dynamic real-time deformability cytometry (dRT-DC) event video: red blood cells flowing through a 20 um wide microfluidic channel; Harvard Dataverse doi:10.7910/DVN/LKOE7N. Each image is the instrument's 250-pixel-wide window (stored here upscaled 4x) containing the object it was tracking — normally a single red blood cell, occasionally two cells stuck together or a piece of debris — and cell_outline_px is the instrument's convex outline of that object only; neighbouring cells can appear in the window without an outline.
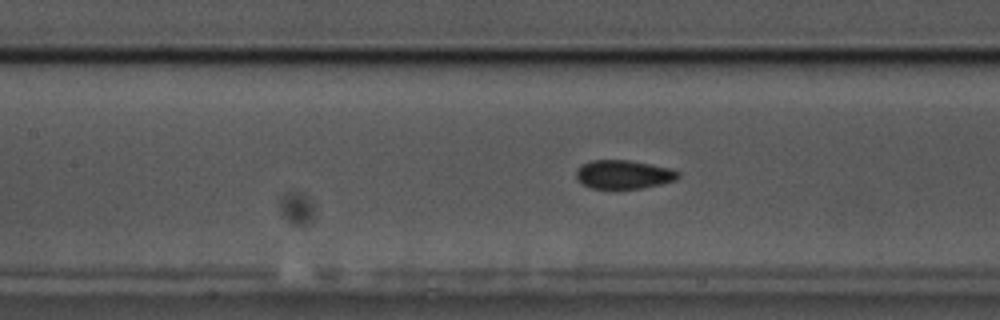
{"species": "common noctule bat (a hibernating species)", "species_latin": "Nyctalus noctula", "temperature_condition": "cold", "stored_images_in_passage": 57, "camera_frame_rate_fps": 3000, "um_per_image_px": 0.085, "animal": {"sex": "male", "body_mass_g": 17.5, "forearm_length_mm": 52.3}, "frame": {"image": 1, "passage_image": 25, "time_ms": 8.0, "image_size_px": [1000, 320], "cell_outline_px": [[680, 176], [676, 180], [660, 184], [640, 188], [592, 188], [584, 184], [576, 176], [576, 172], [580, 164], [592, 160], [628, 160], [668, 168], [680, 172]], "centroid_in_image_um": [53.0, 14.82], "position_along_channel_um": 154.4, "area_um2": 16.76}, "authors_computed_cell_mechanics": {"area_um2": 17.2822, "velocity_mm_per_s": 3.4782, "shape_relaxation_time_tau1_ms": 3.7449, "shape_relaxation_time_tau2_ms": 1.2949, "deformation_change_tau1": 0.065, "deformation_change_tau2": 0.0535}}